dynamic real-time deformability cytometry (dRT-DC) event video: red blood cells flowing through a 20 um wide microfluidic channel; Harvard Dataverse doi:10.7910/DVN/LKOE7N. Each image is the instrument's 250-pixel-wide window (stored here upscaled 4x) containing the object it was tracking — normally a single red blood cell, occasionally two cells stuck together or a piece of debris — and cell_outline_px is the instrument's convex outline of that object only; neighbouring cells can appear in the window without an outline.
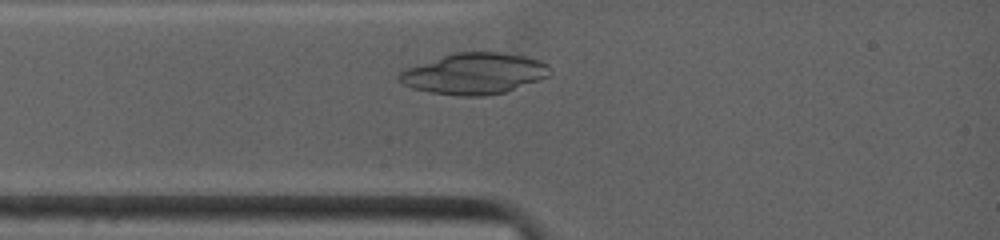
{"species": "common noctule bat (a hibernating species)", "species_latin": "Nyctalus noctula", "temperature_condition": "warm", "stored_images_in_passage": 42, "camera_frame_rate_fps": 4500, "um_per_image_px": 0.085, "animal": {"sex": "female", "body_mass_g": 19.0, "forearm_length_mm": 53.3}, "frame": {"image": 1, "passage_image": 6, "time_ms": 1.111, "image_size_px": [1000, 240], "cell_outline_px": [[548, 76], [540, 80], [504, 92], [484, 96], [464, 96], [432, 92], [412, 88], [404, 84], [396, 76], [400, 72], [408, 68], [452, 52], [500, 52], [524, 56], [548, 64]], "centroid_in_image_um": [40.3, 6.25], "position_along_channel_um": 44.7, "area_um2": 35.6}}
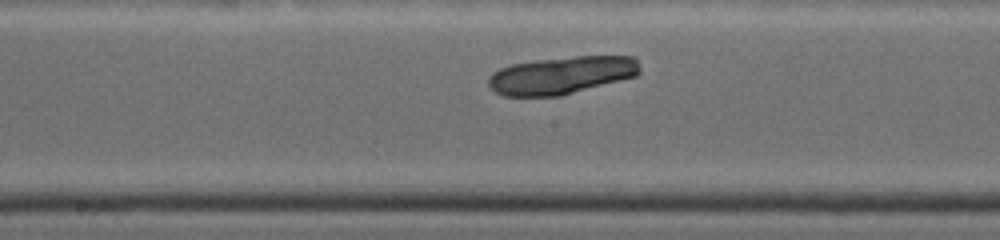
{"frame": {"image": 2, "passage_image": 26, "time_ms": 5.111, "image_size_px": [1000, 240], "cell_outline_px": [[640, 72], [636, 76], [560, 96], [504, 96], [496, 92], [488, 84], [488, 76], [492, 72], [500, 68], [512, 64], [540, 60], [576, 56], [636, 56], [640, 68]], "centroid_in_image_um": [47.74, 6.39], "position_along_channel_um": 200.5, "area_um2": 33.12}}
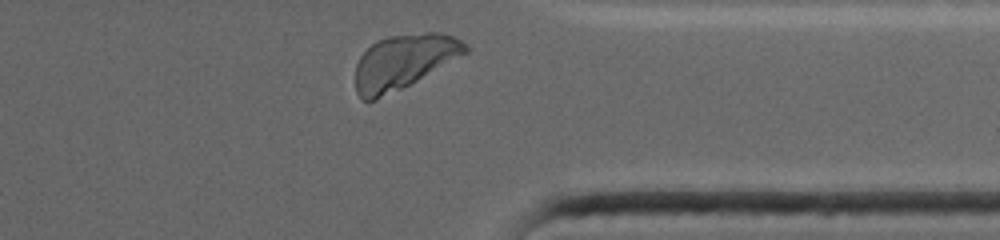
{"frame": {"image": 3, "passage_image": 41, "time_ms": 9.778, "image_size_px": [1000, 240], "cell_outline_px": [[468, 52], [416, 80], [376, 100], [364, 100], [356, 92], [356, 64], [360, 56], [376, 40], [388, 36], [428, 32], [440, 32], [452, 36], [468, 44]], "centroid_in_image_um": [34.3, 5.21], "position_along_channel_um": 377.1, "area_um2": 34.28}}